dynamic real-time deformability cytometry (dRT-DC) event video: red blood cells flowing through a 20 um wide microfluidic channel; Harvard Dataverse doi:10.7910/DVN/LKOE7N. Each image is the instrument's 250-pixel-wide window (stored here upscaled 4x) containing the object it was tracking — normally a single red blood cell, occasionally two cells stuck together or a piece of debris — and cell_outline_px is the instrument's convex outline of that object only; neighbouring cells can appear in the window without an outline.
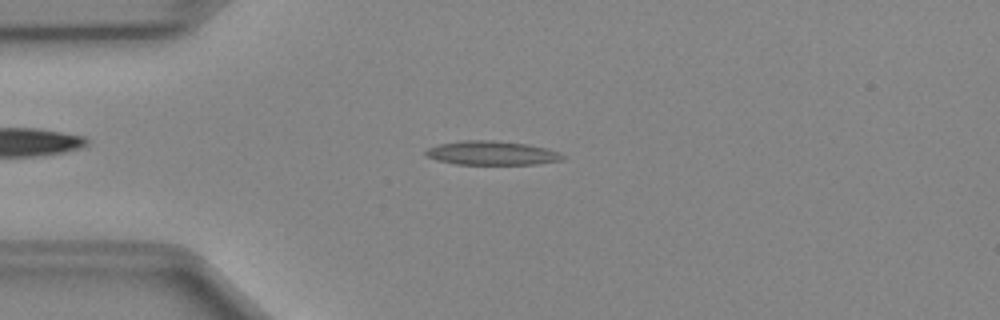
{"species": "Egyptian fruit bat (a non-hibernating species)", "species_latin": "Rousettus aegyptiacus", "temperature_condition": "cold", "stored_images_in_passage": 51, "camera_frame_rate_fps": 3000, "um_per_image_px": 0.085, "animal": {"sex": "female"}, "frame": {"image": 1, "passage_image": 12, "time_ms": 3.667, "image_size_px": [1000, 320], "cell_outline_px": [[564, 160], [536, 164], [456, 164], [436, 160], [428, 156], [424, 152], [428, 148], [440, 144], [460, 140], [492, 140], [528, 144], [544, 148], [556, 152], [564, 156]], "centroid_in_image_um": [41.78, 13.01], "position_along_channel_um": 43.2, "area_um2": 18.96}}
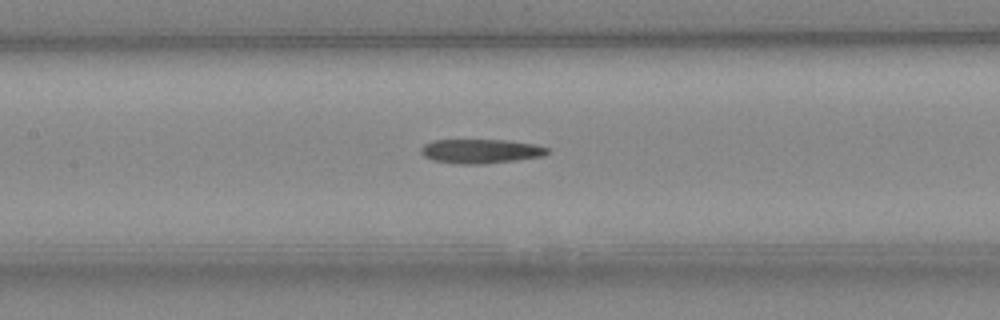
{"frame": {"image": 2, "passage_image": 23, "time_ms": 7.333, "image_size_px": [1000, 320], "cell_outline_px": [[548, 152], [544, 156], [516, 160], [484, 164], [460, 164], [432, 160], [424, 156], [420, 152], [420, 148], [424, 144], [432, 140], [508, 140], [532, 144], [548, 148]], "centroid_in_image_um": [40.82, 12.85], "position_along_channel_um": 166.6, "area_um2": 17.86}}
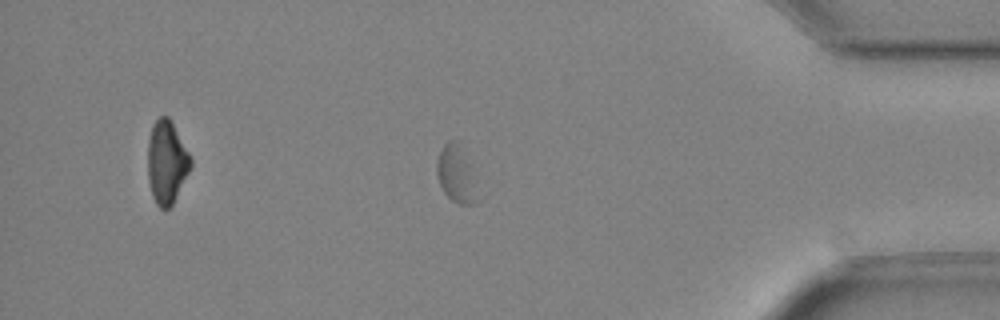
{"frame": {"image": 3, "passage_image": 43, "time_ms": 14.0, "image_size_px": [1000, 320], "cell_outline_px": [[480, 200], [476, 204], [460, 204], [452, 200], [444, 192], [440, 184], [436, 172], [436, 160], [444, 144], [448, 140], [456, 140], [472, 168]], "centroid_in_image_um": [38.8, 14.84], "position_along_channel_um": 396.4, "area_um2": 13.58}, "authors_computed_cell_mechanics": {"area_um2": 18.207, "velocity_mm_per_s": 3.9089, "shape_relaxation_time_tau1_ms": 5.0583, "shape_relaxation_time_tau2_ms": 2.7771, "deformation_change_tau1": 0.1423, "deformation_change_tau2": 0.0775}}